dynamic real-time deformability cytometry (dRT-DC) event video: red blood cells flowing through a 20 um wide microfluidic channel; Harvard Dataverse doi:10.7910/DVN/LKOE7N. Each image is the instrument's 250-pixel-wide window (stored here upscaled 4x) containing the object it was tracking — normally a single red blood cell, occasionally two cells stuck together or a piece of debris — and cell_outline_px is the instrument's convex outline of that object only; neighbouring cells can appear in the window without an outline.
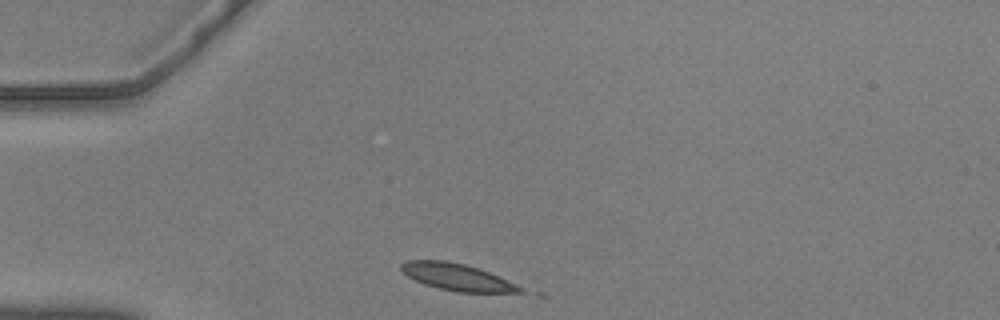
{"species": "common noctule bat (a hibernating species)", "species_latin": "Nyctalus noctula", "temperature_condition": "warm", "stored_images_in_passage": 4, "camera_frame_rate_fps": 3000, "um_per_image_px": 0.085, "animal": {"sex": "male", "body_mass_g": 20.5, "forearm_length_mm": 52.5}, "frame": {"image": 1, "passage_image": 1, "time_ms": 0.0, "image_size_px": [1000, 320], "cell_outline_px": [[548, 296], [536, 296], [456, 292], [424, 284], [408, 276], [400, 268], [400, 264], [404, 260], [444, 260], [464, 264], [488, 272], [544, 292]], "centroid_in_image_um": [39.4, 23.67], "position_along_channel_um": 45.6, "area_um2": 20.63}}